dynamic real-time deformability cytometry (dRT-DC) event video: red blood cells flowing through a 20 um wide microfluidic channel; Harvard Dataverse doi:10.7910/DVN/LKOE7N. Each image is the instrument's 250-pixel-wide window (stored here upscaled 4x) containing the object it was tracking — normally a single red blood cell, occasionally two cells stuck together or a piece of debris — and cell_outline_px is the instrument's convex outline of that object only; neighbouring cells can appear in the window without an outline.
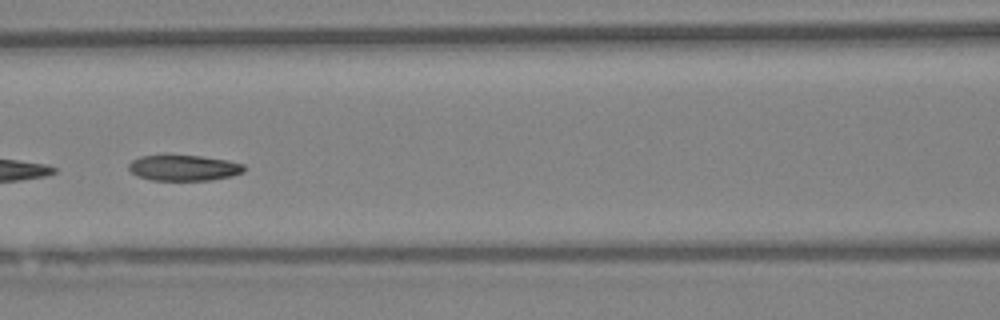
{"species": "Egyptian fruit bat (a non-hibernating species)", "species_latin": "Rousettus aegyptiacus", "temperature_condition": "warm", "stored_images_in_passage": 39, "camera_frame_rate_fps": 3000, "um_per_image_px": 0.085, "animal": {"sex": "female"}, "frame": {"image": 1, "passage_image": 21, "time_ms": 6.667, "image_size_px": [1000, 320], "cell_outline_px": [[244, 172], [232, 176], [212, 180], [152, 180], [140, 176], [132, 172], [128, 168], [128, 164], [132, 160], [140, 156], [200, 156], [228, 160], [244, 164]], "centroid_in_image_um": [15.66, 14.27], "position_along_channel_um": 150.9, "area_um2": 17.11}}